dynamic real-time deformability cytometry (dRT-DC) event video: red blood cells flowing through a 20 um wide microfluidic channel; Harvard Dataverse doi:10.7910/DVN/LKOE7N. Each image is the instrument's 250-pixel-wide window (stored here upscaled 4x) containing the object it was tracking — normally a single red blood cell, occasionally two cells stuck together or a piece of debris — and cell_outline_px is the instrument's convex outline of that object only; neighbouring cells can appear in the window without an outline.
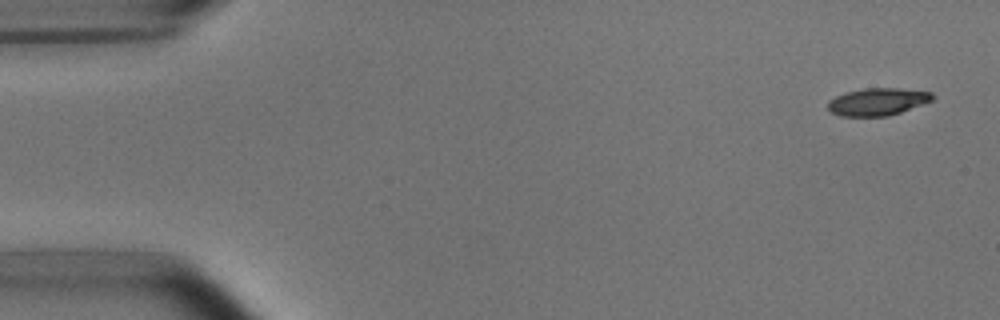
{"species": "common noctule bat (a hibernating species)", "species_latin": "Nyctalus noctula", "temperature_condition": "room temperature", "stored_images_in_passage": 6, "camera_frame_rate_fps": 3000, "um_per_image_px": 0.085, "animal": {"sex": "male", "body_mass_g": 15.6}, "frame": {"image": 1, "passage_image": 1, "time_ms": 0.0, "image_size_px": [1000, 320], "cell_outline_px": [[936, 96], [932, 100], [900, 112], [888, 116], [840, 116], [832, 112], [828, 108], [828, 100], [844, 92], [864, 88], [900, 88], [932, 92]], "centroid_in_image_um": [74.59, 8.63], "position_along_channel_um": 10.4, "area_um2": 16.7}}
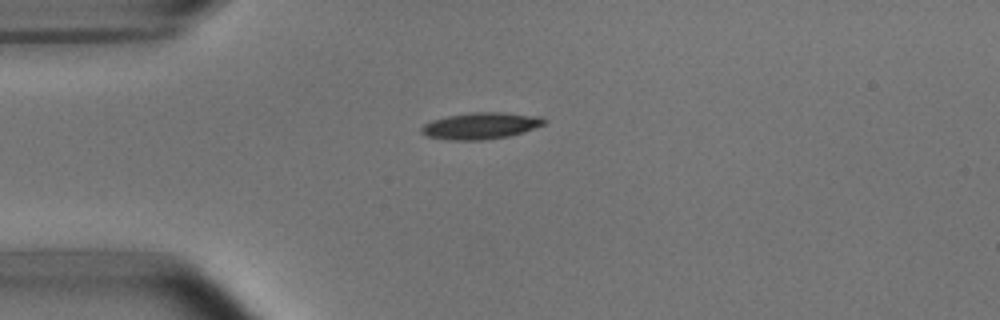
{"frame": {"image": 2, "passage_image": 4, "time_ms": 3.667, "image_size_px": [1000, 320], "cell_outline_px": [[548, 120], [544, 124], [524, 132], [508, 136], [480, 140], [448, 140], [428, 136], [420, 132], [420, 128], [424, 124], [432, 120], [448, 116], [472, 112], [500, 112], [540, 116]], "centroid_in_image_um": [40.86, 10.69], "position_along_channel_um": 44.1, "area_um2": 18.96}}